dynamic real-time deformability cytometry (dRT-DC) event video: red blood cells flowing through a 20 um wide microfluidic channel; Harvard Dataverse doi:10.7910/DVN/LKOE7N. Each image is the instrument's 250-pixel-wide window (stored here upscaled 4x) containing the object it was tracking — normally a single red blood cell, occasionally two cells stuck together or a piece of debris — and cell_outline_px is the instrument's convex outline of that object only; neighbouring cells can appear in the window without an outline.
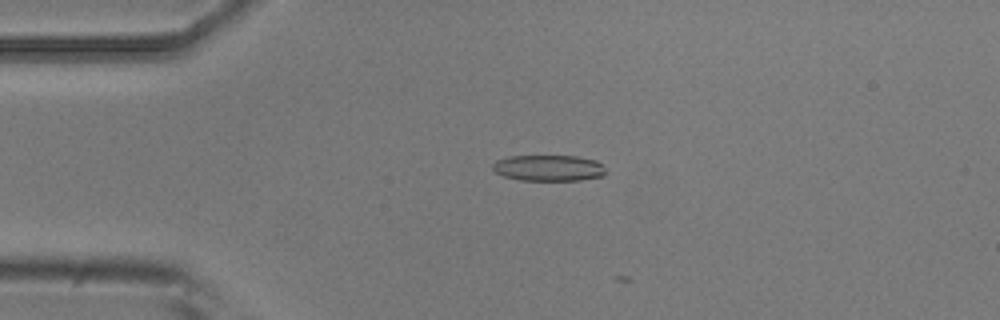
{"species": "common noctule bat (a hibernating species)", "species_latin": "Nyctalus noctula", "temperature_condition": "room temperature", "stored_images_in_passage": 3, "camera_frame_rate_fps": 3000, "um_per_image_px": 0.085, "animal": {"sex": "male", "body_mass_g": 20.5, "forearm_length_mm": 52.5}, "frame": {"image": 1, "passage_image": 2, "time_ms": 0.333, "image_size_px": [1000, 320], "cell_outline_px": [[608, 172], [604, 176], [580, 180], [520, 180], [504, 176], [496, 172], [492, 168], [492, 164], [496, 160], [508, 156], [576, 156], [596, 160]], "centroid_in_image_um": [46.64, 14.28], "position_along_channel_um": 38.4, "area_um2": 17.22}}